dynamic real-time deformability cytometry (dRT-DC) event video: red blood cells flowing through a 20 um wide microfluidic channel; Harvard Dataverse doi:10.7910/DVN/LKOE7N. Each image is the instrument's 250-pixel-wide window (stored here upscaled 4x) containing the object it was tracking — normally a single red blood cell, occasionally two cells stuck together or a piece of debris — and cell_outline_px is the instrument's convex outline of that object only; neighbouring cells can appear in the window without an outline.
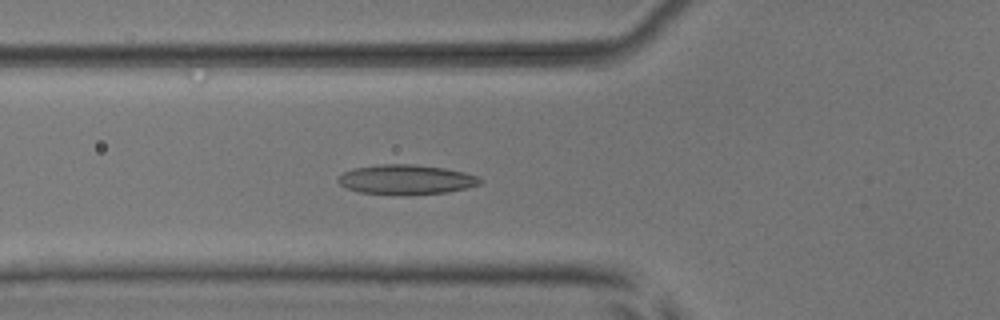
{"species": "common noctule bat (a hibernating species)", "species_latin": "Nyctalus noctula", "temperature_condition": "room temperature", "stored_images_in_passage": 54, "camera_frame_rate_fps": 3000, "um_per_image_px": 0.085, "animal": {"sex": "male", "body_mass_g": 17.9, "forearm_length_mm": 54.2}, "frame": {"image": 1, "passage_image": 20, "time_ms": 6.333, "image_size_px": [1000, 320], "cell_outline_px": [[484, 180], [480, 184], [468, 188], [448, 192], [360, 192], [344, 188], [336, 180], [344, 172], [356, 168], [380, 164], [412, 164], [444, 168], [464, 172], [476, 176]], "centroid_in_image_um": [34.54, 15.22], "position_along_channel_um": 91.3, "area_um2": 23.58}}
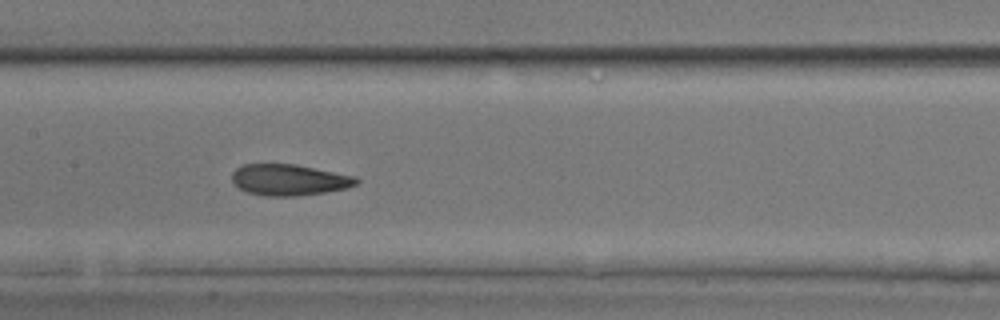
{"frame": {"image": 2, "passage_image": 27, "time_ms": 8.667, "image_size_px": [1000, 320], "cell_outline_px": [[360, 180], [356, 184], [348, 188], [324, 192], [296, 196], [264, 196], [248, 192], [232, 184], [232, 172], [236, 168], [244, 164], [296, 164], [356, 176]], "centroid_in_image_um": [24.57, 15.28], "position_along_channel_um": 182.8, "area_um2": 22.72}}
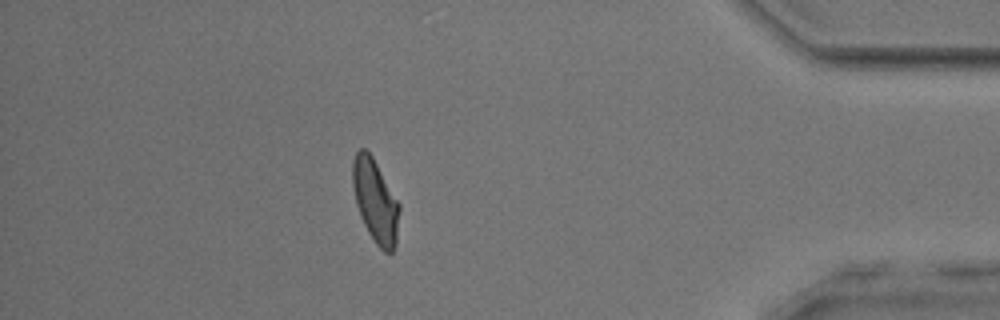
{"frame": {"image": 3, "passage_image": 47, "time_ms": 15.333, "image_size_px": [1000, 320], "cell_outline_px": [[400, 208], [396, 244], [392, 252], [384, 252], [376, 244], [368, 232], [360, 216], [356, 204], [352, 184], [352, 160], [356, 152], [360, 148], [364, 148], [372, 156], [400, 204]], "centroid_in_image_um": [31.9, 17.08], "position_along_channel_um": 403.3, "area_um2": 22.66}}